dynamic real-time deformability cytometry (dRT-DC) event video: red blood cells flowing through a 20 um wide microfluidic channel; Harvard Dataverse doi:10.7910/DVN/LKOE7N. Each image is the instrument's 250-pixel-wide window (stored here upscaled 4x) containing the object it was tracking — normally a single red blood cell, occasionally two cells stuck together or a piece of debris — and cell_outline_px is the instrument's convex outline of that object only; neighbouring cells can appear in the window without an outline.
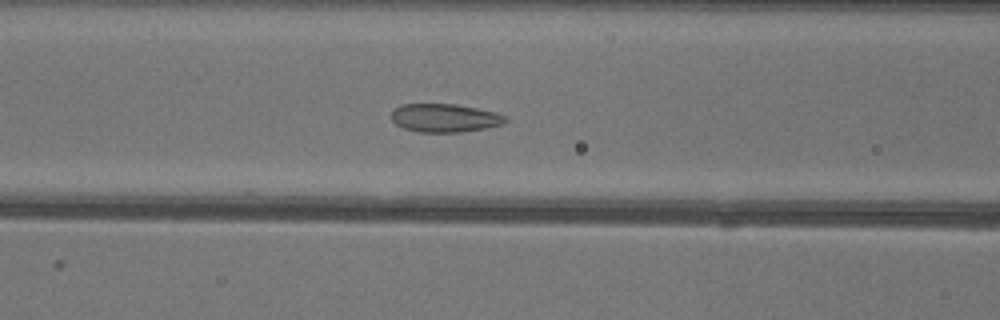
{"species": "common noctule bat (a hibernating species)", "species_latin": "Nyctalus noctula", "temperature_condition": "warm", "stored_images_in_passage": 50, "camera_frame_rate_fps": 3000, "um_per_image_px": 0.085, "animal": {"sex": "female"}, "frame": {"image": 1, "passage_image": 20, "time_ms": 6.333, "image_size_px": [1000, 320], "cell_outline_px": [[508, 120], [504, 124], [484, 128], [460, 132], [420, 132], [404, 128], [396, 124], [392, 120], [392, 112], [400, 104], [456, 104], [496, 112], [508, 116]], "centroid_in_image_um": [37.84, 10.02], "position_along_channel_um": 128.8, "area_um2": 18.84}}
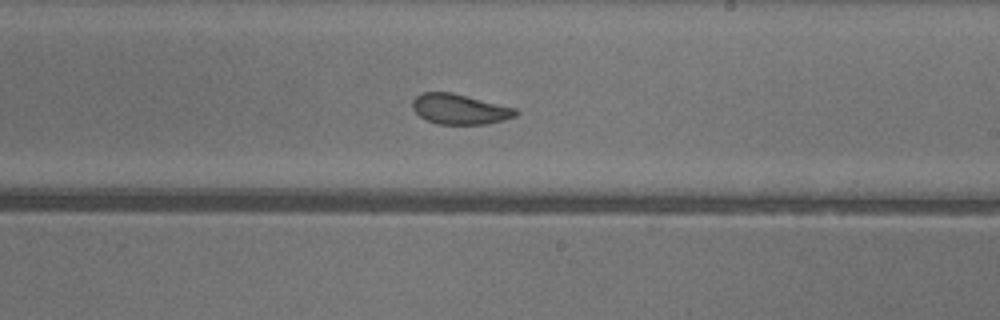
{"frame": {"image": 2, "passage_image": 29, "time_ms": 9.333, "image_size_px": [1000, 320], "cell_outline_px": [[520, 112], [516, 116], [504, 120], [488, 124], [440, 124], [428, 120], [420, 116], [412, 108], [412, 100], [416, 96], [424, 92], [452, 92], [516, 108]], "centroid_in_image_um": [39.1, 9.27], "position_along_channel_um": 249.9, "area_um2": 18.21}}
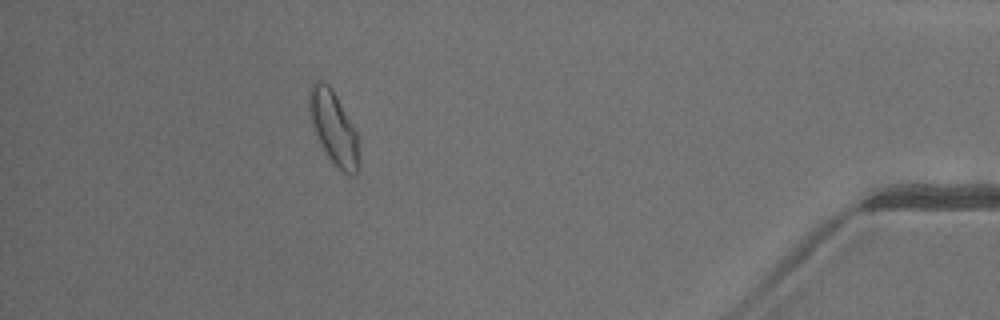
{"frame": {"image": 3, "passage_image": 45, "time_ms": 14.667, "image_size_px": [1000, 320], "cell_outline_px": [[360, 164], [356, 176], [348, 176], [336, 168], [328, 156], [316, 136], [312, 124], [308, 108], [308, 88], [316, 80], [320, 80], [328, 84], [332, 88], [356, 132]], "centroid_in_image_um": [28.35, 10.89], "position_along_channel_um": 406.9, "area_um2": 21.39}, "authors_computed_cell_mechanics": {"area_um2": 20.1722, "velocity_mm_per_s": 4.0426, "shape_relaxation_time_tau1_ms": 7.1694, "shape_relaxation_time_tau2_ms": 1.2854, "deformation_change_tau1": 0.1343, "deformation_change_tau2": 0.0631}}